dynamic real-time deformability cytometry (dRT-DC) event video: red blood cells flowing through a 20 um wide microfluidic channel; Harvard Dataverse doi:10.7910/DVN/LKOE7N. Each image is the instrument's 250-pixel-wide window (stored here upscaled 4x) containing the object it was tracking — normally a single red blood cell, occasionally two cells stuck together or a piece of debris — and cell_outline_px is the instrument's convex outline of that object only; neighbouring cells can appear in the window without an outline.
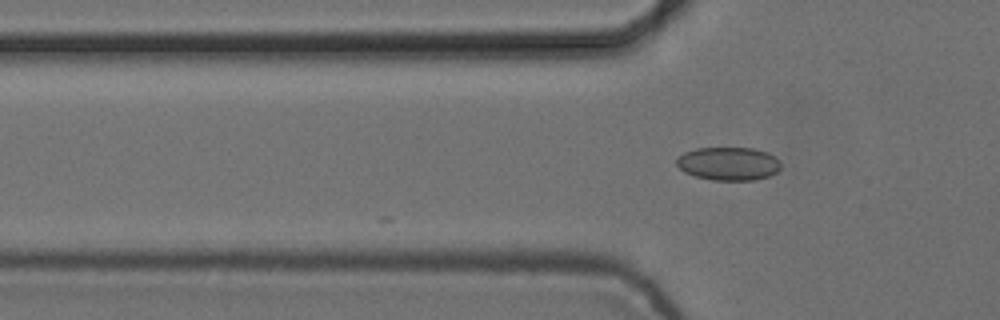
{"species": "common noctule bat (a hibernating species)", "species_latin": "Nyctalus noctula", "temperature_condition": "cold", "stored_images_in_passage": 6, "camera_frame_rate_fps": 3000, "um_per_image_px": 0.085, "animal": {"sex": "female", "body_mass_g": 24.6, "forearm_length_mm": 56.2}, "frame": {"image": 1, "passage_image": 5, "time_ms": 1.333, "image_size_px": [1000, 320], "cell_outline_px": [[780, 168], [776, 172], [768, 176], [752, 180], [712, 180], [696, 176], [684, 172], [676, 164], [676, 160], [684, 152], [696, 148], [756, 148], [768, 152], [780, 160]], "centroid_in_image_um": [61.93, 13.9], "position_along_channel_um": 63.9, "area_um2": 20.23}}
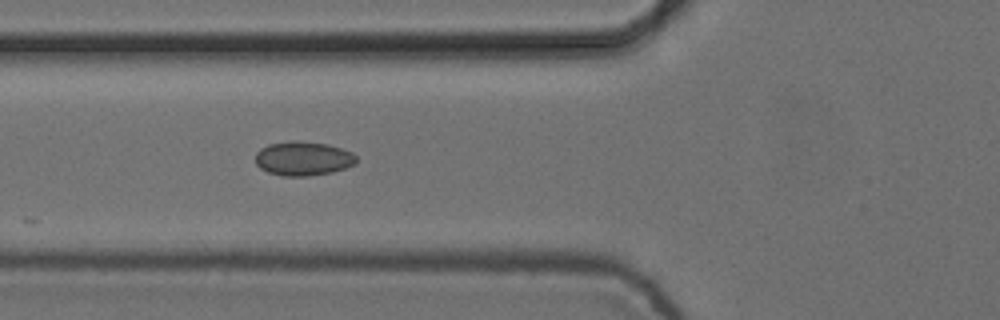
{"frame": {"image": 2, "passage_image": 6, "time_ms": 1.667, "image_size_px": [1000, 320], "cell_outline_px": [[356, 164], [332, 172], [308, 176], [284, 176], [268, 172], [260, 168], [256, 164], [256, 152], [260, 148], [268, 144], [292, 140], [328, 144], [352, 152], [356, 156]], "centroid_in_image_um": [25.75, 13.47], "position_along_channel_um": 100.0, "area_um2": 20.11}}